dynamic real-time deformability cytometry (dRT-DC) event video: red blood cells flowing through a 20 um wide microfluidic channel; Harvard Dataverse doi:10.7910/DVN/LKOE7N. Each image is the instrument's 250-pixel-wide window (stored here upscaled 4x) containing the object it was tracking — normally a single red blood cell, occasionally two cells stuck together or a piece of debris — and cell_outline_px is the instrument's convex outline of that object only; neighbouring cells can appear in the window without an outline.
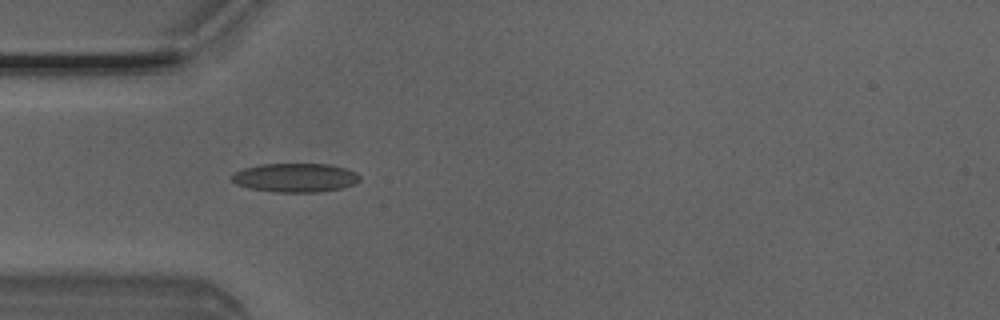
{"species": "Egyptian fruit bat (a non-hibernating species)", "species_latin": "Rousettus aegyptiacus", "temperature_condition": "room temperature", "stored_images_in_passage": 6, "camera_frame_rate_fps": 3000, "um_per_image_px": 0.085, "animal": {"sex": "male"}, "frame": {"image": 1, "passage_image": 4, "time_ms": 1.0, "image_size_px": [1000, 320], "cell_outline_px": [[360, 180], [356, 184], [340, 188], [320, 192], [272, 192], [248, 188], [236, 184], [232, 180], [232, 176], [236, 172], [244, 168], [260, 164], [328, 164], [344, 168], [356, 172], [360, 176]], "centroid_in_image_um": [25.11, 15.11], "position_along_channel_um": 59.9, "area_um2": 21.56}}